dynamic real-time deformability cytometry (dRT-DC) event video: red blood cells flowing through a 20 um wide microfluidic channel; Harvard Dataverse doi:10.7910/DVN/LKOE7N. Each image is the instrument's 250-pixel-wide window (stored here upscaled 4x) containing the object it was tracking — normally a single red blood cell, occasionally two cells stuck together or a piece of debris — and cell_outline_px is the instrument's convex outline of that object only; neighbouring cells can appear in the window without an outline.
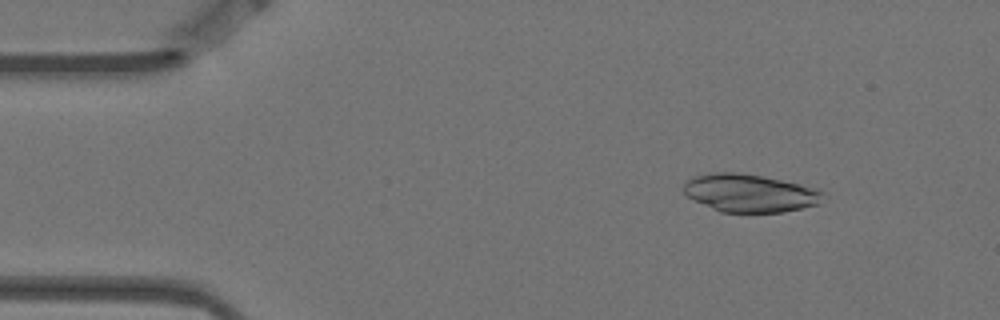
{"species": "Egyptian fruit bat (a non-hibernating species)", "species_latin": "Rousettus aegyptiacus", "temperature_condition": "warm", "stored_images_in_passage": 4, "camera_frame_rate_fps": 3000, "um_per_image_px": 0.085, "animal": {"sex": "female"}, "frame": {"image": 1, "passage_image": 2, "time_ms": 0.333, "image_size_px": [1000, 320], "cell_outline_px": [[824, 192], [820, 204], [784, 212], [720, 212], [688, 196], [684, 192], [684, 184], [692, 176], [716, 172], [736, 172], [760, 176], [820, 188]], "centroid_in_image_um": [63.78, 16.41], "position_along_channel_um": 21.2, "area_um2": 30.63}}